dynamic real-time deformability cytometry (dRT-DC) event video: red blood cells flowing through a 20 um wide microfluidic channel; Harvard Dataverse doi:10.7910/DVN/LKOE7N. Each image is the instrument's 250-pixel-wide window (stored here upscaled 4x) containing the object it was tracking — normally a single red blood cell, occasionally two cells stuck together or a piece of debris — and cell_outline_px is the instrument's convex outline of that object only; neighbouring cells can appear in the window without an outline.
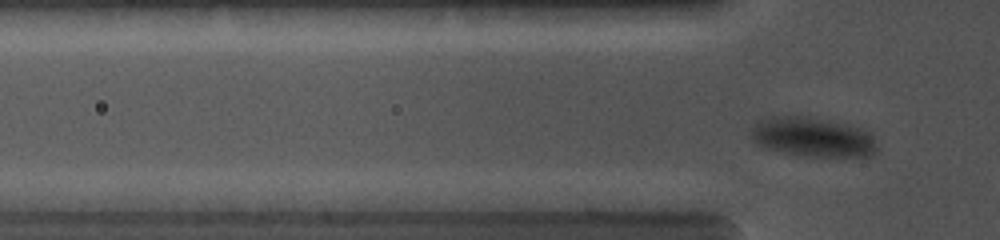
{"species": "common noctule bat (a hibernating species)", "species_latin": "Nyctalus noctula", "temperature_condition": "cold", "stored_images_in_passage": 8, "camera_frame_rate_fps": 5000, "um_per_image_px": 0.085, "animal": {"sex": "female", "body_mass_g": 19.0, "forearm_length_mm": 56.7}, "frame": {"image": 1, "passage_image": 8, "time_ms": 1.6, "image_size_px": [1000, 240], "cell_outline_px": [[876, 152], [872, 156], [808, 156], [784, 152], [764, 148], [752, 140], [752, 128], [760, 120], [772, 116], [804, 116], [864, 128], [872, 136], [876, 144]], "centroid_in_image_um": [69.08, 11.65], "position_along_channel_um": 56.7, "area_um2": 28.67}}